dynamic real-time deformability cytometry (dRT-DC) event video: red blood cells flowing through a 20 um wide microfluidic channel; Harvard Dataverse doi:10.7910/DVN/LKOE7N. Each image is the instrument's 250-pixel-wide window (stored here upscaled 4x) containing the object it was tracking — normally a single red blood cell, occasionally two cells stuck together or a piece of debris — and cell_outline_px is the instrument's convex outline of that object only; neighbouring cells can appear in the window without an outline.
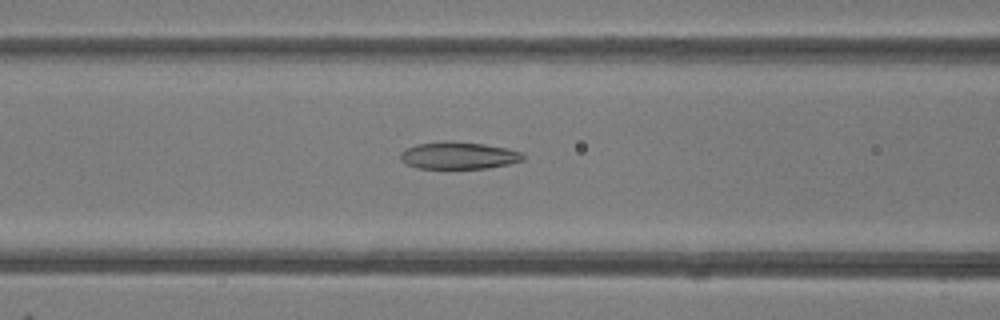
{"species": "common noctule bat (a hibernating species)", "species_latin": "Nyctalus noctula", "temperature_condition": "room temperature", "stored_images_in_passage": 49, "camera_frame_rate_fps": 3000, "um_per_image_px": 0.085, "animal": {"sex": "female"}, "frame": {"image": 1, "passage_image": 20, "time_ms": 6.333, "image_size_px": [1000, 320], "cell_outline_px": [[524, 160], [508, 164], [488, 168], [416, 168], [404, 164], [400, 156], [400, 152], [416, 144], [444, 140], [452, 140], [484, 144], [508, 148], [524, 152]], "centroid_in_image_um": [38.99, 13.2], "position_along_channel_um": 127.6, "area_um2": 19.71}}
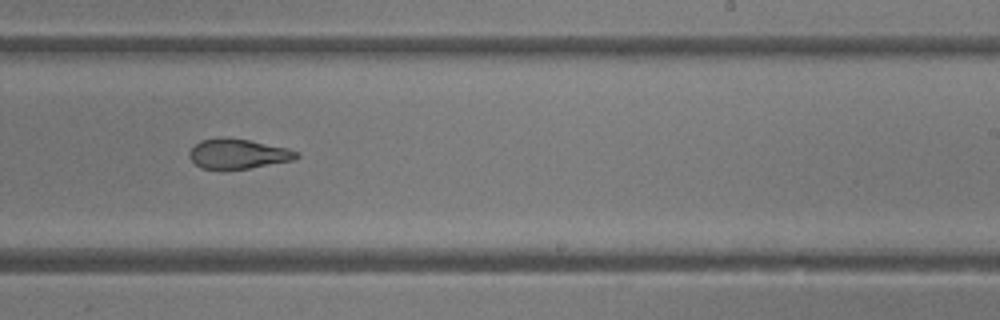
{"frame": {"image": 2, "passage_image": 30, "time_ms": 9.667, "image_size_px": [1000, 320], "cell_outline_px": [[300, 156], [296, 160], [248, 168], [200, 168], [188, 156], [188, 152], [200, 140], [220, 136], [228, 136], [288, 148], [300, 152]], "centroid_in_image_um": [20.26, 13.04], "position_along_channel_um": 268.7, "area_um2": 18.73}}
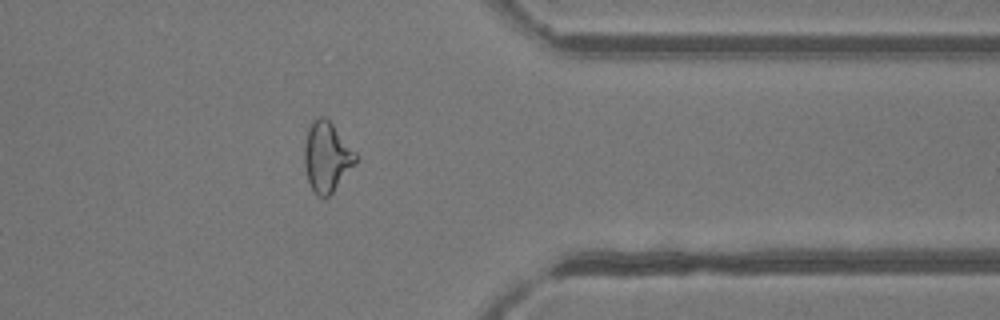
{"frame": {"image": 3, "passage_image": 39, "time_ms": 12.667, "image_size_px": [1000, 320], "cell_outline_px": [[356, 164], [332, 192], [328, 196], [320, 196], [312, 188], [308, 180], [304, 164], [304, 144], [308, 128], [312, 120], [320, 116], [324, 116], [332, 124], [356, 152]], "centroid_in_image_um": [27.77, 13.3], "position_along_channel_um": 383.6, "area_um2": 20.63}, "authors_computed_cell_mechanics": {"area_um2": 21.7328, "velocity_mm_per_s": 4.2326, "shape_relaxation_time_tau1_ms": null, "shape_relaxation_time_tau2_ms": 1.7831, "deformation_change_tau1": null, "deformation_change_tau2": 0.0953}}